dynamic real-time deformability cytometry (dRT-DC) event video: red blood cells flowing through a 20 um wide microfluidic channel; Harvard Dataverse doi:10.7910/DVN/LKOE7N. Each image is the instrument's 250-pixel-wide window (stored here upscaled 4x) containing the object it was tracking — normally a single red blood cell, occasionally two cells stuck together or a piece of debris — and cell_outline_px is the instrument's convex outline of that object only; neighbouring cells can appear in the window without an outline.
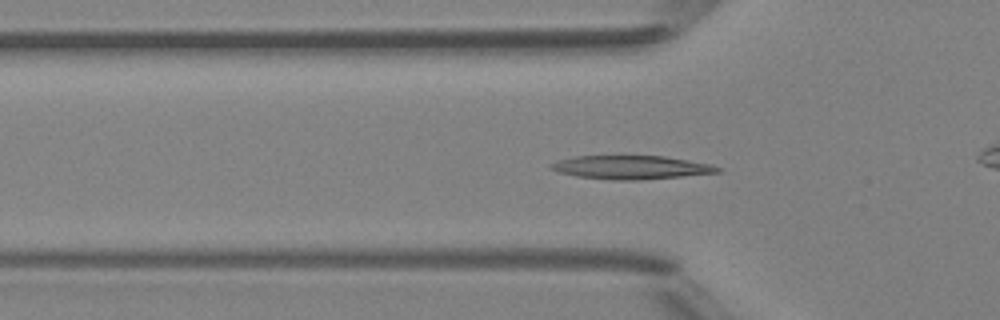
{"species": "Egyptian fruit bat (a non-hibernating species)", "species_latin": "Rousettus aegyptiacus", "temperature_condition": "room temperature", "stored_images_in_passage": 38, "camera_frame_rate_fps": 3000, "um_per_image_px": 0.085, "animal": {"sex": "female"}, "frame": {"image": 1, "passage_image": 11, "time_ms": 3.333, "image_size_px": [1000, 320], "cell_outline_px": [[720, 172], [640, 180], [612, 180], [576, 176], [560, 172], [548, 168], [548, 164], [556, 160], [576, 156], [664, 156], [712, 164], [720, 168]], "centroid_in_image_um": [53.59, 14.22], "position_along_channel_um": 72.2, "area_um2": 22.83}}
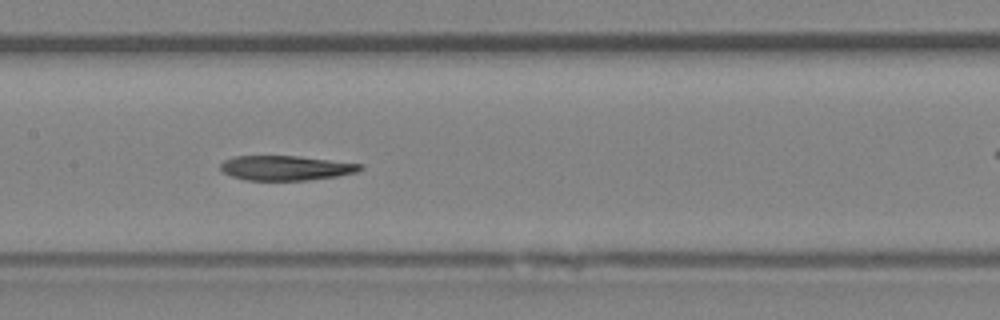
{"frame": {"image": 2, "passage_image": 19, "time_ms": 6.0, "image_size_px": [1000, 320], "cell_outline_px": [[364, 168], [360, 172], [336, 176], [308, 180], [244, 180], [232, 176], [224, 172], [220, 168], [220, 164], [224, 160], [232, 156], [300, 156], [364, 164]], "centroid_in_image_um": [24.34, 14.27], "position_along_channel_um": 183.1, "area_um2": 20.29}}
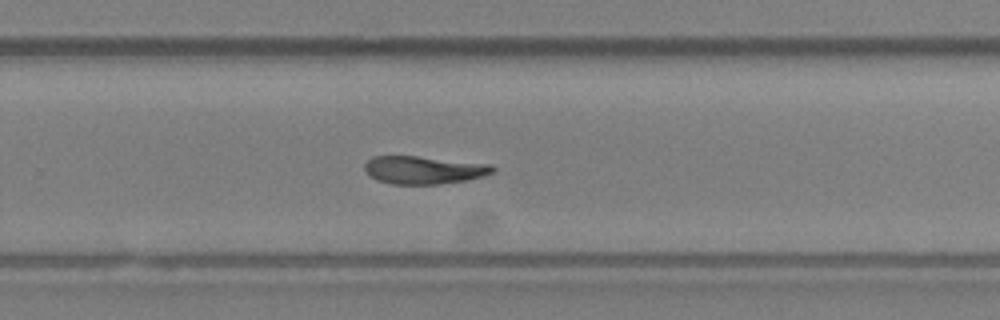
{"frame": {"image": 3, "passage_image": 27, "time_ms": 8.667, "image_size_px": [1000, 320], "cell_outline_px": [[496, 172], [484, 176], [464, 180], [440, 184], [392, 184], [376, 180], [368, 176], [364, 168], [364, 164], [372, 156], [416, 156], [492, 164], [496, 168]], "centroid_in_image_um": [36.02, 14.45], "position_along_channel_um": 293.8, "area_um2": 20.98}}